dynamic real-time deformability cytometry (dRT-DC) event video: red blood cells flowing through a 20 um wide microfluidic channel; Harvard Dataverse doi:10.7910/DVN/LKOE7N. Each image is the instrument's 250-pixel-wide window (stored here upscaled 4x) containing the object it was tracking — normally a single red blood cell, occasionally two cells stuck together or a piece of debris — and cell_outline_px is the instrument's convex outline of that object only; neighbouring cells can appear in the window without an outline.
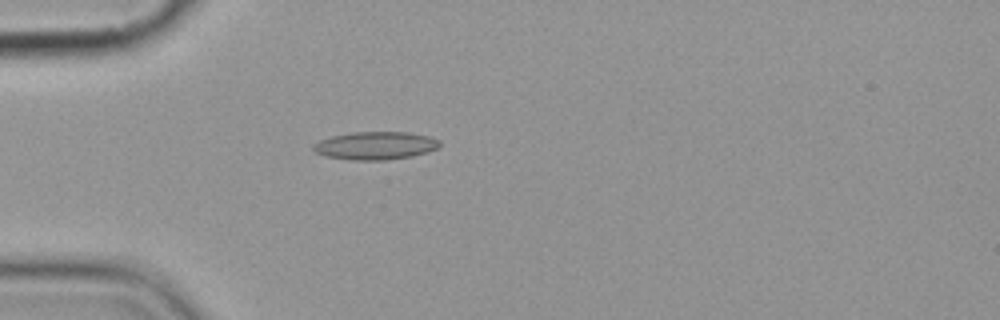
{"species": "common noctule bat (a hibernating species)", "species_latin": "Nyctalus noctula", "temperature_condition": "cold", "stored_images_in_passage": 5, "camera_frame_rate_fps": 3000, "um_per_image_px": 0.085, "animal": {"sex": "female", "body_mass_g": 19.9}, "frame": {"image": 1, "passage_image": 5, "time_ms": 4.667, "image_size_px": [1000, 320], "cell_outline_px": [[440, 144], [436, 148], [412, 156], [384, 160], [352, 160], [324, 156], [316, 152], [312, 148], [312, 144], [320, 140], [332, 136], [352, 132], [408, 132], [428, 136], [440, 140]], "centroid_in_image_um": [31.87, 12.37], "position_along_channel_um": 53.1, "area_um2": 20.46}}